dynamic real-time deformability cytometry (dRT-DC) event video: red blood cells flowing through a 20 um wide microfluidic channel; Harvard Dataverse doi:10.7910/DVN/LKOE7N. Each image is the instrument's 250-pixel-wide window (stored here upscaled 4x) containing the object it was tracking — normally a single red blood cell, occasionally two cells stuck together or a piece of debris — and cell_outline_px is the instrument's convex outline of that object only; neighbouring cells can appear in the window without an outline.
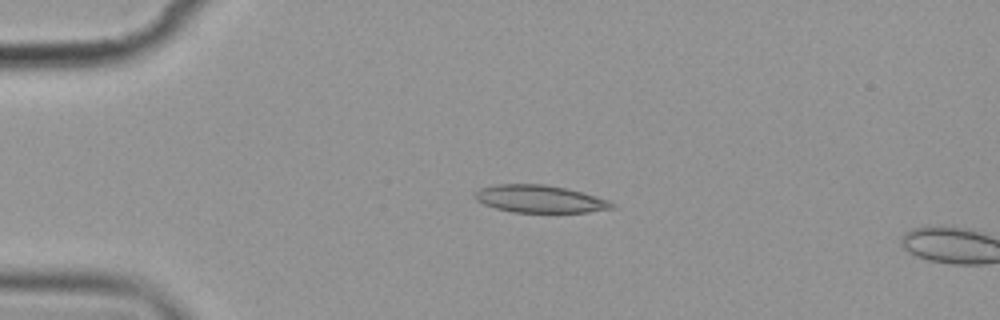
{"species": "common noctule bat (a hibernating species)", "species_latin": "Nyctalus noctula", "temperature_condition": "cold", "stored_images_in_passage": 4, "camera_frame_rate_fps": 3000, "um_per_image_px": 0.085, "animal": {"sex": "female", "body_mass_g": 19.9}, "frame": {"image": 1, "passage_image": 3, "time_ms": 3.0, "image_size_px": [1000, 320], "cell_outline_px": [[616, 208], [588, 212], [512, 212], [496, 208], [484, 204], [476, 200], [472, 196], [472, 192], [480, 188], [496, 184], [544, 184], [564, 188], [596, 196], [608, 200], [616, 204]], "centroid_in_image_um": [45.85, 16.91], "position_along_channel_um": 39.2, "area_um2": 22.02}}